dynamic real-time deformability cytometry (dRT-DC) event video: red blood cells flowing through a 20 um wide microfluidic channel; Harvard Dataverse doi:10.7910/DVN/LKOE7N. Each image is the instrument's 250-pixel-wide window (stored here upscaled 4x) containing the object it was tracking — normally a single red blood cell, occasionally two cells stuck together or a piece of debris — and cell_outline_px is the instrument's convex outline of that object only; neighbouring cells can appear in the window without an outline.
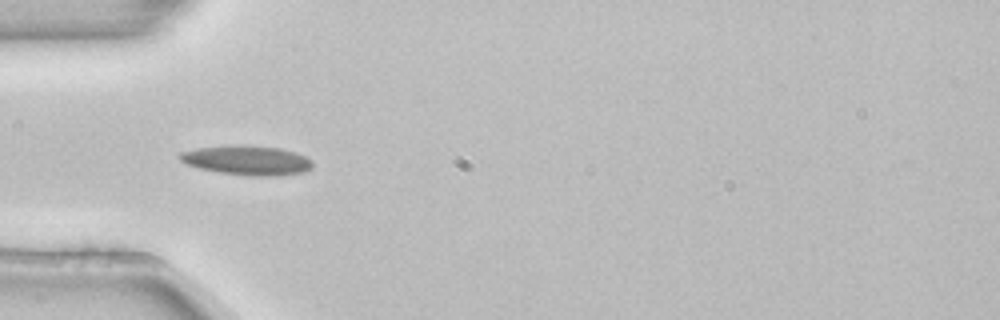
{"species": "common noctule bat (a hibernating species)", "species_latin": "Nyctalus noctula", "temperature_condition": "room temperature", "stored_images_in_passage": 5, "camera_frame_rate_fps": 3000, "um_per_image_px": 0.085, "animal": {"sex": "female", "body_mass_g": 22.7, "forearm_length_mm": 54.2}, "frame": {"image": 1, "passage_image": 4, "time_ms": 1.0, "image_size_px": [1000, 320], "cell_outline_px": [[312, 168], [304, 172], [276, 176], [252, 176], [220, 172], [200, 168], [188, 164], [180, 160], [176, 156], [180, 152], [196, 148], [280, 148], [296, 152], [312, 160]], "centroid_in_image_um": [21.05, 13.68], "position_along_channel_um": 64.0, "area_um2": 21.68}}